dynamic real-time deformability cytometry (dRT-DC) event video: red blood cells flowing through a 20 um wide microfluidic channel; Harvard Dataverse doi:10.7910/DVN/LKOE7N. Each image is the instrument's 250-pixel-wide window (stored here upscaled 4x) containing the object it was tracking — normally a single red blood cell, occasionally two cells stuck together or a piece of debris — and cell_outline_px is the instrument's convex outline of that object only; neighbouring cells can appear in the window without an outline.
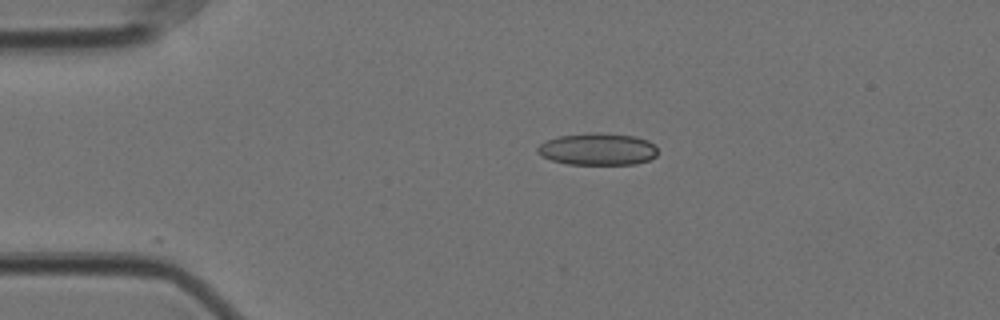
{"species": "Egyptian fruit bat (a non-hibernating species)", "species_latin": "Rousettus aegyptiacus", "temperature_condition": "cold", "stored_images_in_passage": 24, "camera_frame_rate_fps": 3000, "um_per_image_px": 0.085, "animal": {"sex": "female"}, "frame": {"image": 1, "passage_image": 1, "time_ms": 0.0, "image_size_px": [1000, 320], "cell_outline_px": [[656, 156], [648, 160], [636, 164], [568, 164], [552, 160], [540, 156], [536, 152], [536, 148], [544, 140], [556, 136], [636, 136], [648, 140], [656, 148]], "centroid_in_image_um": [50.76, 12.73], "position_along_channel_um": 34.2, "area_um2": 21.44}}
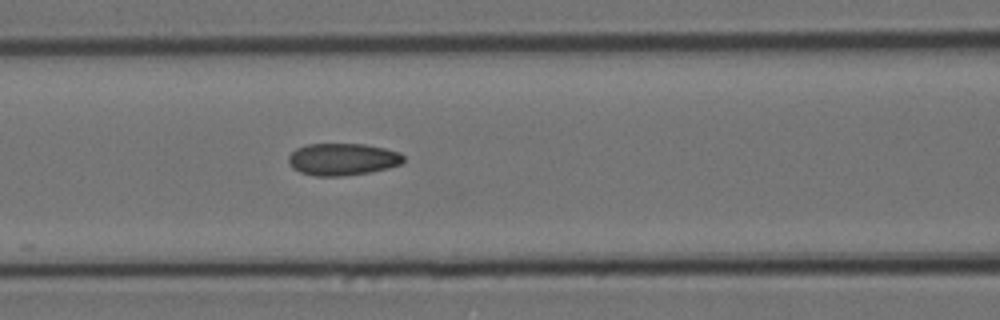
{"frame": {"image": 2, "passage_image": 13, "time_ms": 4.0, "image_size_px": [1000, 320], "cell_outline_px": [[404, 160], [400, 164], [388, 168], [372, 172], [344, 176], [316, 176], [300, 172], [292, 168], [288, 164], [288, 156], [296, 148], [308, 144], [364, 144], [384, 148], [400, 152], [404, 156]], "centroid_in_image_um": [29.11, 13.54], "position_along_channel_um": 137.5, "area_um2": 21.68}}
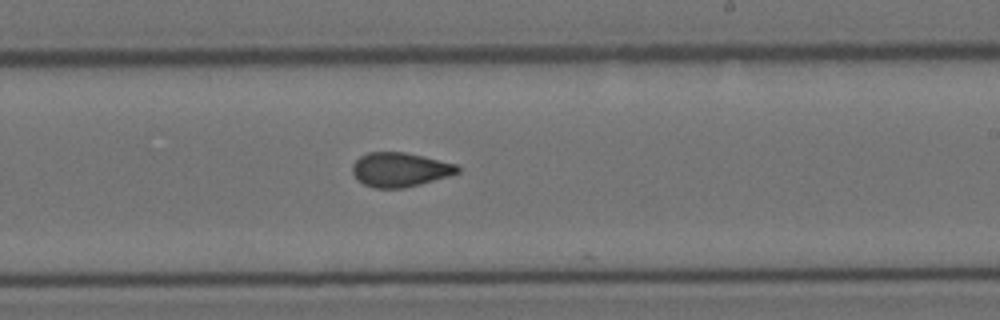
{"frame": {"image": 3, "passage_image": 23, "time_ms": 7.333, "image_size_px": [1000, 320], "cell_outline_px": [[460, 172], [448, 176], [420, 184], [404, 188], [376, 188], [364, 184], [356, 180], [352, 172], [352, 164], [360, 156], [368, 152], [404, 152], [456, 164], [460, 168]], "centroid_in_image_um": [33.96, 14.42], "position_along_channel_um": 255.0, "area_um2": 20.92}}